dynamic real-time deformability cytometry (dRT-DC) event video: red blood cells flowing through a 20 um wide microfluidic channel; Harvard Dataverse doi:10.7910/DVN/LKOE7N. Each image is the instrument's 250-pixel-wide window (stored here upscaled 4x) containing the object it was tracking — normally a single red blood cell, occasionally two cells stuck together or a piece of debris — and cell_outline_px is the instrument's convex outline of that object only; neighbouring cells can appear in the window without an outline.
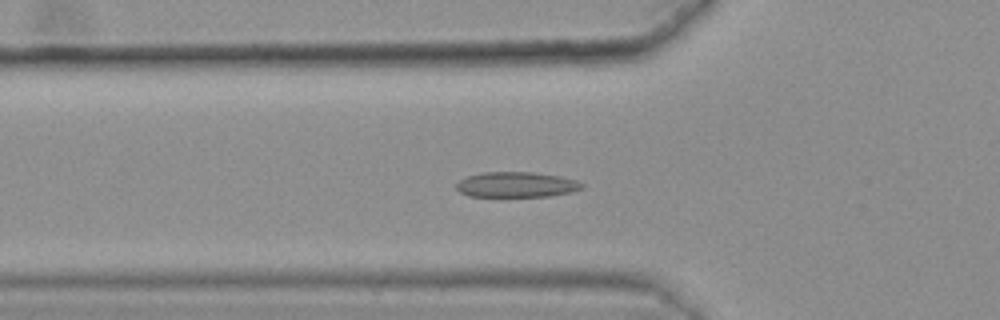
{"species": "common noctule bat (a hibernating species)", "species_latin": "Nyctalus noctula", "temperature_condition": "warm", "stored_images_in_passage": 48, "camera_frame_rate_fps": 3000, "um_per_image_px": 0.085, "animal": {"sex": "female", "body_mass_g": 25.1}, "frame": {"image": 1, "passage_image": 20, "time_ms": 6.333, "image_size_px": [1000, 320], "cell_outline_px": [[584, 184], [580, 188], [572, 192], [552, 196], [468, 196], [460, 192], [456, 188], [456, 184], [460, 180], [468, 176], [484, 172], [532, 172], [560, 176], [576, 180]], "centroid_in_image_um": [43.9, 15.69], "position_along_channel_um": 81.9, "area_um2": 18.44}}
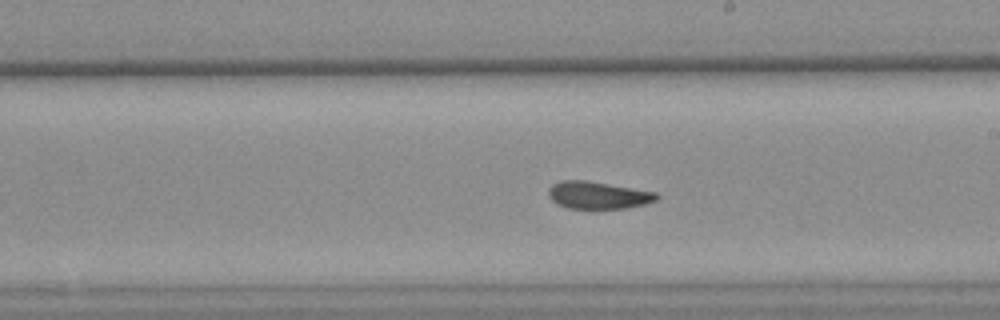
{"frame": {"image": 2, "passage_image": 33, "time_ms": 10.667, "image_size_px": [1000, 320], "cell_outline_px": [[660, 196], [656, 200], [644, 204], [624, 208], [568, 208], [556, 204], [548, 196], [548, 188], [552, 184], [560, 180], [584, 180], [656, 192]], "centroid_in_image_um": [50.78, 16.58], "position_along_channel_um": 238.2, "area_um2": 17.11}}
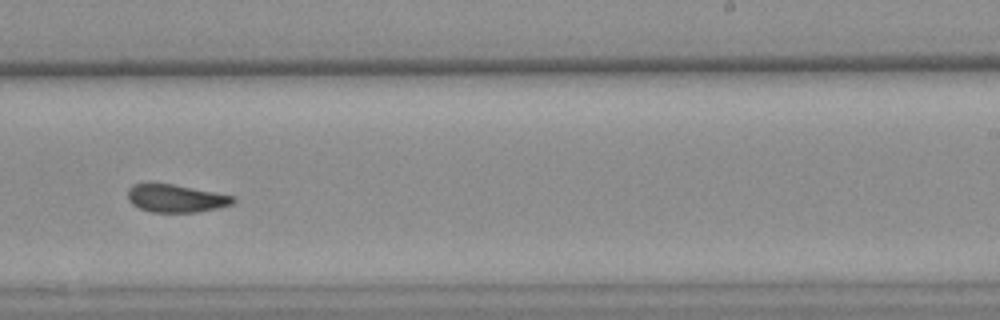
{"frame": {"image": 3, "passage_image": 36, "time_ms": 11.667, "image_size_px": [1000, 320], "cell_outline_px": [[236, 200], [232, 204], [216, 208], [196, 212], [152, 212], [140, 208], [132, 204], [128, 200], [128, 188], [132, 184], [172, 184], [236, 196]], "centroid_in_image_um": [14.96, 16.86], "position_along_channel_um": 274.0, "area_um2": 16.94}, "authors_computed_cell_mechanics": {"area_um2": 18.1203, "velocity_mm_per_s": 3.6028, "shape_relaxation_time_tau1_ms": null, "shape_relaxation_time_tau2_ms": 2.8055, "deformation_change_tau1": null, "deformation_change_tau2": 0.0654}}